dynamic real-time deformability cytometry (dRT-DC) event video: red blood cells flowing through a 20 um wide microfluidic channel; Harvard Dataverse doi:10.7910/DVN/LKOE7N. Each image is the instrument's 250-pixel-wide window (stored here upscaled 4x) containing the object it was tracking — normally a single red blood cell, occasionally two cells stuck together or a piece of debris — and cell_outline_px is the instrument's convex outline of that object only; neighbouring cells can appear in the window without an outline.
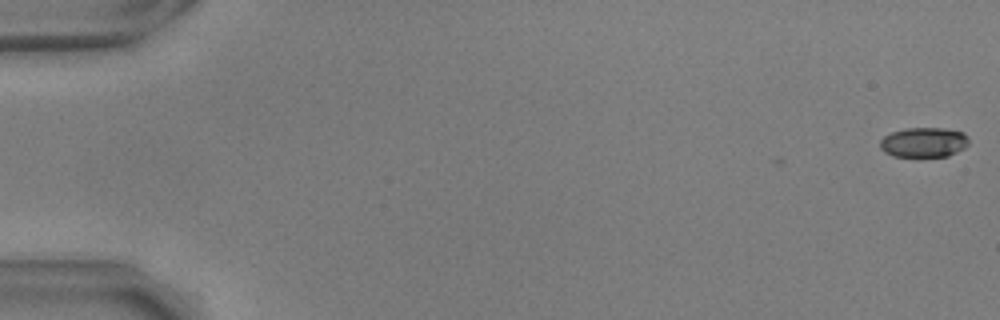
{"species": "common noctule bat (a hibernating species)", "species_latin": "Nyctalus noctula", "temperature_condition": "warm", "stored_images_in_passage": 13, "camera_frame_rate_fps": 3000, "um_per_image_px": 0.085, "animal": {"sex": "male", "body_mass_g": 17.9, "forearm_length_mm": 54.2}, "frame": {"image": 1, "passage_image": 1, "time_ms": 0.0, "image_size_px": [1000, 320], "cell_outline_px": [[968, 144], [964, 148], [948, 156], [892, 156], [884, 152], [880, 148], [880, 140], [884, 136], [892, 132], [904, 128], [944, 128], [964, 132], [968, 136]], "centroid_in_image_um": [78.52, 12.09], "position_along_channel_um": 6.5, "area_um2": 15.49}}